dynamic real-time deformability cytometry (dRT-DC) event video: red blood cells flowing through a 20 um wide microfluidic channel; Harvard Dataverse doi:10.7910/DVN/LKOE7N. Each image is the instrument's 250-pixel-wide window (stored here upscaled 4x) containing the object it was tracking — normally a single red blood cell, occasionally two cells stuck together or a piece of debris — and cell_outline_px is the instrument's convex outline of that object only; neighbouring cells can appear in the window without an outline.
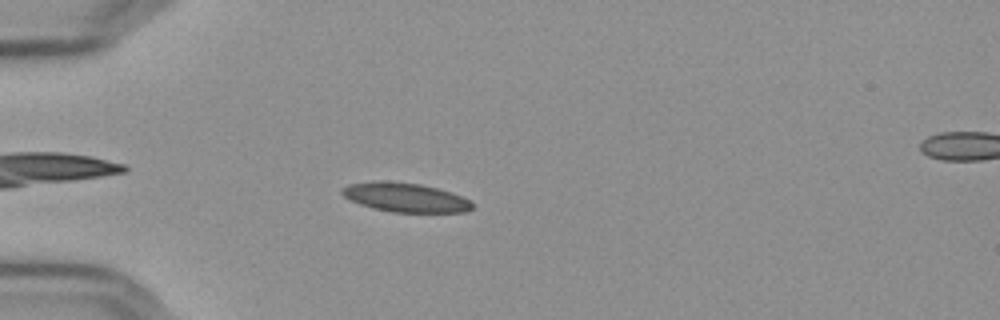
{"species": "Egyptian fruit bat (a non-hibernating species)", "species_latin": "Rousettus aegyptiacus", "temperature_condition": "cold", "stored_images_in_passage": 49, "camera_frame_rate_fps": 3000, "um_per_image_px": 0.085, "frame": {"image": 1, "passage_image": 9, "time_ms": 2.667, "image_size_px": [1000, 320], "cell_outline_px": [[472, 208], [464, 212], [392, 212], [372, 208], [360, 204], [344, 196], [340, 192], [340, 188], [348, 184], [380, 180], [384, 180], [420, 184], [452, 192], [468, 200], [472, 204]], "centroid_in_image_um": [34.4, 16.77], "position_along_channel_um": 50.6, "area_um2": 22.02}}
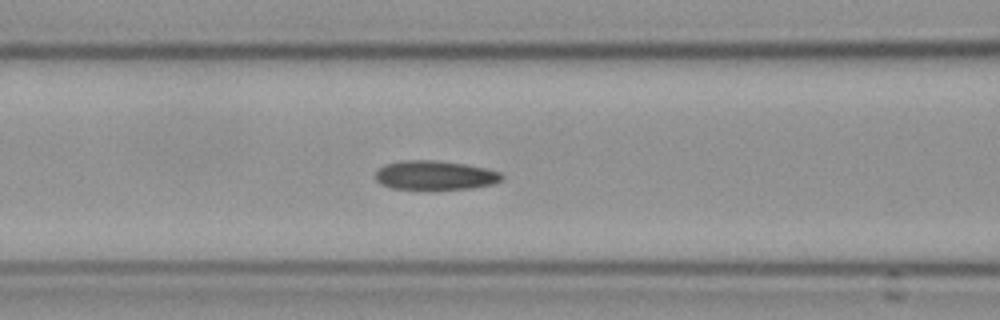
{"frame": {"image": 2, "passage_image": 17, "time_ms": 5.333, "image_size_px": [1000, 320], "cell_outline_px": [[504, 176], [500, 180], [492, 184], [472, 188], [432, 192], [392, 188], [380, 184], [376, 180], [376, 172], [384, 164], [404, 160], [432, 160], [464, 164], [484, 168], [500, 172]], "centroid_in_image_um": [36.94, 14.94], "position_along_channel_um": 129.7, "area_um2": 22.14}}
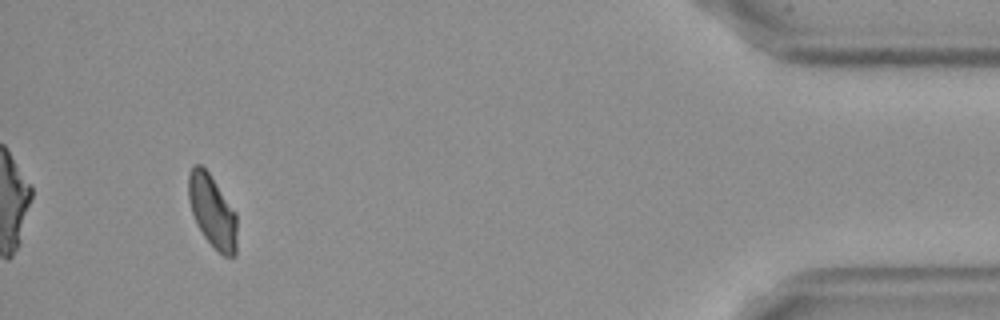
{"frame": {"image": 3, "passage_image": 46, "time_ms": 15.0, "image_size_px": [1000, 320], "cell_outline_px": [[236, 256], [224, 256], [204, 236], [192, 212], [188, 200], [188, 176], [192, 168], [196, 164], [200, 164], [208, 172], [236, 212]], "centroid_in_image_um": [18.05, 17.94], "position_along_channel_um": 417.2, "area_um2": 20.06}, "authors_computed_cell_mechanics": {"area_um2": 21.675, "velocity_mm_per_s": 3.6155, "shape_relaxation_time_tau1_ms": 4.0514, "shape_relaxation_time_tau2_ms": 3.5643, "deformation_change_tau1": 0.1023, "deformation_change_tau2": 0.0719}}